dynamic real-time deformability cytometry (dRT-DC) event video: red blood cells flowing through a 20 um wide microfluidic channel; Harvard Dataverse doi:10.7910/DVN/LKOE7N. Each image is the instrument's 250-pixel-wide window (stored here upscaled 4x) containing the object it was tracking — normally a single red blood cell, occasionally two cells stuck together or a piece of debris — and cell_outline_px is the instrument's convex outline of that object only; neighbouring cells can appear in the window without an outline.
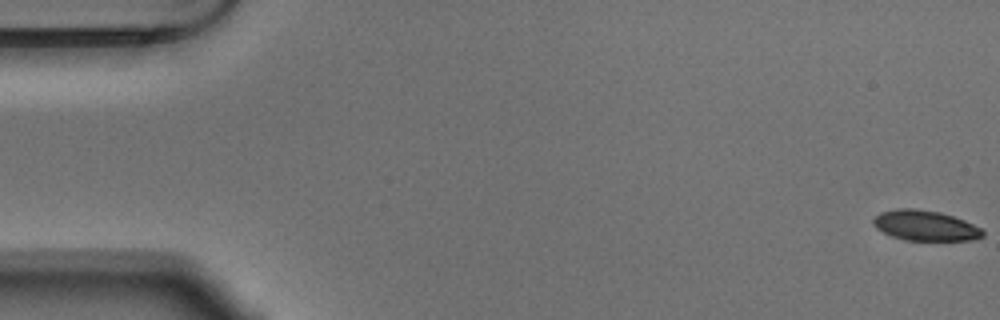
{"species": "Egyptian fruit bat (a non-hibernating species)", "species_latin": "Rousettus aegyptiacus", "temperature_condition": "warm", "stored_images_in_passage": 55, "camera_frame_rate_fps": 3000, "um_per_image_px": 0.085, "animal": {"sex": "male"}, "frame": {"image": 1, "passage_image": 1, "time_ms": 0.0, "image_size_px": [1000, 320], "cell_outline_px": [[984, 236], [972, 240], [904, 240], [892, 236], [876, 228], [872, 224], [872, 220], [880, 212], [900, 208], [912, 208], [940, 212], [964, 220], [980, 228], [984, 232]], "centroid_in_image_um": [78.63, 19.17], "position_along_channel_um": 6.4, "area_um2": 19.19}}
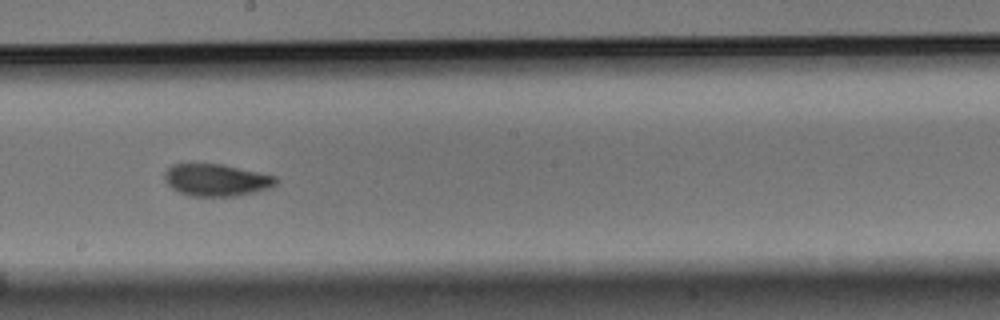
{"frame": {"image": 2, "passage_image": 31, "time_ms": 10.0, "image_size_px": [1000, 320], "cell_outline_px": [[280, 180], [272, 188], [256, 192], [236, 196], [188, 196], [172, 188], [164, 180], [164, 172], [172, 164], [224, 164], [276, 176]], "centroid_in_image_um": [18.43, 15.3], "position_along_channel_um": 229.8, "area_um2": 21.1}}
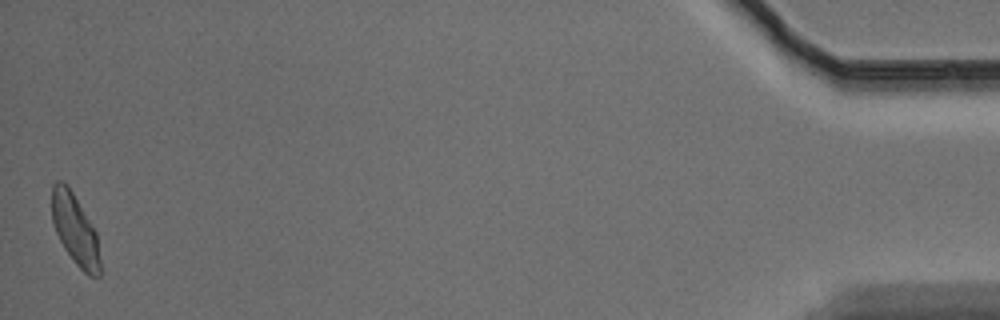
{"frame": {"image": 3, "passage_image": 55, "time_ms": 18.0, "image_size_px": [1000, 320], "cell_outline_px": [[100, 276], [88, 276], [76, 264], [64, 248], [56, 232], [52, 220], [52, 184], [56, 180], [60, 180], [68, 184], [96, 232], [100, 260]], "centroid_in_image_um": [6.37, 19.49], "position_along_channel_um": 428.8, "area_um2": 19.77}, "authors_computed_cell_mechanics": {"area_um2": 20.7502, "velocity_mm_per_s": 3.6695, "shape_relaxation_time_tau1_ms": 5.7713, "shape_relaxation_time_tau2_ms": 1.9951, "deformation_change_tau1": 0.1757, "deformation_change_tau2": 0.0707}}